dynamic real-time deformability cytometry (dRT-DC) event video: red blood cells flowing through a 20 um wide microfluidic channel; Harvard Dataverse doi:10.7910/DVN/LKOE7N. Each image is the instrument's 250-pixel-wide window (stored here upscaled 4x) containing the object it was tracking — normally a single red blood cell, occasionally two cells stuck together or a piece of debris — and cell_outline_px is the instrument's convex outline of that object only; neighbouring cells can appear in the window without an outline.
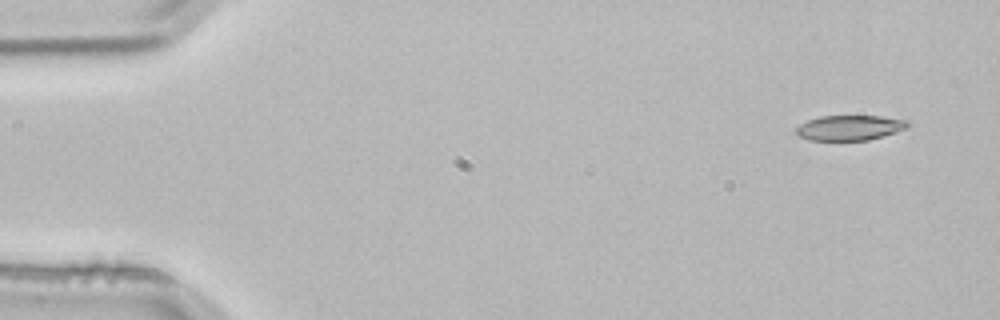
{"species": "common noctule bat (a hibernating species)", "species_latin": "Nyctalus noctula", "temperature_condition": "room temperature", "stored_images_in_passage": 4, "segment_of_instrument_passage": [2, 2], "camera_frame_rate_fps": 3000, "um_per_image_px": 0.085, "animal": {"sex": "male", "body_mass_g": 21.5, "forearm_length_mm": 52.0}, "frame": {"image": 1, "passage_image": 4, "time_ms": 1.0, "image_size_px": [1000, 320], "cell_outline_px": [[912, 124], [908, 128], [868, 140], [808, 140], [796, 136], [796, 128], [800, 124], [808, 120], [820, 116], [880, 116], [908, 120]], "centroid_in_image_um": [72.22, 10.85], "position_along_channel_um": 12.8, "area_um2": 16.42}}